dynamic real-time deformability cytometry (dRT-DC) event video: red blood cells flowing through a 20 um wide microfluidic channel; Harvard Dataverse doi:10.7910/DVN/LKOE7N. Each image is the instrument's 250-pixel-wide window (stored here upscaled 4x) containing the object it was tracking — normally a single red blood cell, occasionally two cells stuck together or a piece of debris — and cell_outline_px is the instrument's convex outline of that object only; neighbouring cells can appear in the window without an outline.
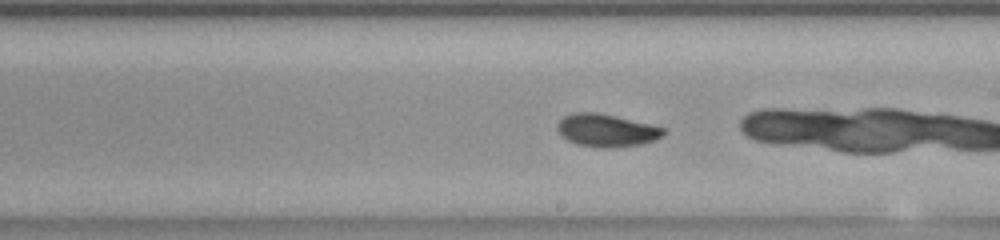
{"species": "common noctule bat (a hibernating species)", "species_latin": "Nyctalus noctula", "temperature_condition": "room temperature", "stored_images_in_passage": 48, "camera_frame_rate_fps": 3000, "um_per_image_px": 0.085, "animal": {"sex": "female", "body_mass_g": 23.0, "forearm_length_mm": 53.4}, "frame": {"image": 1, "passage_image": 27, "time_ms": 8.667, "image_size_px": [1000, 240], "cell_outline_px": [[664, 136], [640, 144], [612, 148], [596, 148], [576, 144], [568, 140], [556, 128], [556, 124], [564, 116], [572, 112], [596, 112], [616, 116], [664, 128]], "centroid_in_image_um": [51.51, 11.08], "position_along_channel_um": 237.5, "area_um2": 20.11}}
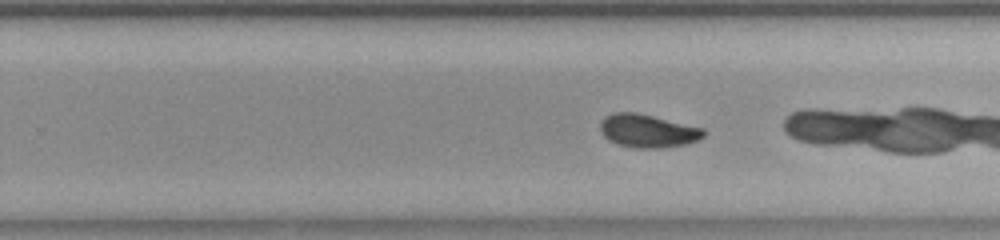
{"frame": {"image": 2, "passage_image": 30, "time_ms": 9.667, "image_size_px": [1000, 240], "cell_outline_px": [[704, 136], [696, 140], [684, 144], [660, 148], [636, 148], [620, 144], [608, 140], [600, 132], [600, 124], [604, 116], [612, 112], [636, 112], [704, 128]], "centroid_in_image_um": [55.01, 11.11], "position_along_channel_um": 274.8, "area_um2": 19.88}, "authors_computed_cell_mechanics": {"area_um2": 20.2011, "velocity_mm_per_s": 3.7424, "shape_relaxation_time_tau1_ms": 5.4458, "shape_relaxation_time_tau2_ms": 1.864, "deformation_change_tau1": 0.1642, "deformation_change_tau2": 0.0428}}